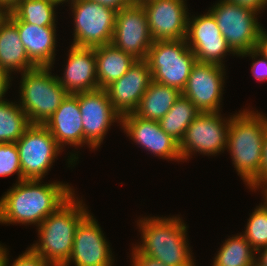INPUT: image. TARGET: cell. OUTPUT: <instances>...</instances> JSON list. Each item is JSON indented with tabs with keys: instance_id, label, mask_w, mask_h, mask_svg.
I'll return each mask as SVG.
<instances>
[{
	"instance_id": "obj_10",
	"label": "cell",
	"mask_w": 267,
	"mask_h": 266,
	"mask_svg": "<svg viewBox=\"0 0 267 266\" xmlns=\"http://www.w3.org/2000/svg\"><path fill=\"white\" fill-rule=\"evenodd\" d=\"M22 180L43 179L62 148L44 125H31L16 142Z\"/></svg>"
},
{
	"instance_id": "obj_13",
	"label": "cell",
	"mask_w": 267,
	"mask_h": 266,
	"mask_svg": "<svg viewBox=\"0 0 267 266\" xmlns=\"http://www.w3.org/2000/svg\"><path fill=\"white\" fill-rule=\"evenodd\" d=\"M185 39L198 62L224 66L223 59L228 53L236 55L228 46L215 17L209 10L204 14L188 17Z\"/></svg>"
},
{
	"instance_id": "obj_22",
	"label": "cell",
	"mask_w": 267,
	"mask_h": 266,
	"mask_svg": "<svg viewBox=\"0 0 267 266\" xmlns=\"http://www.w3.org/2000/svg\"><path fill=\"white\" fill-rule=\"evenodd\" d=\"M34 68L36 66L27 56L17 27L5 16L0 21V69L12 75V72L23 74Z\"/></svg>"
},
{
	"instance_id": "obj_38",
	"label": "cell",
	"mask_w": 267,
	"mask_h": 266,
	"mask_svg": "<svg viewBox=\"0 0 267 266\" xmlns=\"http://www.w3.org/2000/svg\"><path fill=\"white\" fill-rule=\"evenodd\" d=\"M261 26L256 49L267 57V32Z\"/></svg>"
},
{
	"instance_id": "obj_12",
	"label": "cell",
	"mask_w": 267,
	"mask_h": 266,
	"mask_svg": "<svg viewBox=\"0 0 267 266\" xmlns=\"http://www.w3.org/2000/svg\"><path fill=\"white\" fill-rule=\"evenodd\" d=\"M82 115L84 145L93 151L100 147L112 123H121V115L114 109L105 89L78 93Z\"/></svg>"
},
{
	"instance_id": "obj_19",
	"label": "cell",
	"mask_w": 267,
	"mask_h": 266,
	"mask_svg": "<svg viewBox=\"0 0 267 266\" xmlns=\"http://www.w3.org/2000/svg\"><path fill=\"white\" fill-rule=\"evenodd\" d=\"M62 77H56L68 94L99 89L94 48L71 45Z\"/></svg>"
},
{
	"instance_id": "obj_20",
	"label": "cell",
	"mask_w": 267,
	"mask_h": 266,
	"mask_svg": "<svg viewBox=\"0 0 267 266\" xmlns=\"http://www.w3.org/2000/svg\"><path fill=\"white\" fill-rule=\"evenodd\" d=\"M44 126L62 149L66 145L73 146L75 149L79 146L83 147L84 130L78 93L68 94Z\"/></svg>"
},
{
	"instance_id": "obj_9",
	"label": "cell",
	"mask_w": 267,
	"mask_h": 266,
	"mask_svg": "<svg viewBox=\"0 0 267 266\" xmlns=\"http://www.w3.org/2000/svg\"><path fill=\"white\" fill-rule=\"evenodd\" d=\"M232 116L223 118L221 112H201L188 126L179 143L182 162L197 152L207 156L223 153Z\"/></svg>"
},
{
	"instance_id": "obj_29",
	"label": "cell",
	"mask_w": 267,
	"mask_h": 266,
	"mask_svg": "<svg viewBox=\"0 0 267 266\" xmlns=\"http://www.w3.org/2000/svg\"><path fill=\"white\" fill-rule=\"evenodd\" d=\"M242 235L257 252L267 247V202L256 206L250 215Z\"/></svg>"
},
{
	"instance_id": "obj_5",
	"label": "cell",
	"mask_w": 267,
	"mask_h": 266,
	"mask_svg": "<svg viewBox=\"0 0 267 266\" xmlns=\"http://www.w3.org/2000/svg\"><path fill=\"white\" fill-rule=\"evenodd\" d=\"M51 69L36 67L21 74L18 104L31 125H45L68 95Z\"/></svg>"
},
{
	"instance_id": "obj_33",
	"label": "cell",
	"mask_w": 267,
	"mask_h": 266,
	"mask_svg": "<svg viewBox=\"0 0 267 266\" xmlns=\"http://www.w3.org/2000/svg\"><path fill=\"white\" fill-rule=\"evenodd\" d=\"M131 256V266H166L157 259L147 255L139 254L133 247Z\"/></svg>"
},
{
	"instance_id": "obj_11",
	"label": "cell",
	"mask_w": 267,
	"mask_h": 266,
	"mask_svg": "<svg viewBox=\"0 0 267 266\" xmlns=\"http://www.w3.org/2000/svg\"><path fill=\"white\" fill-rule=\"evenodd\" d=\"M143 6L133 2L116 12L111 44L137 60H145L153 43Z\"/></svg>"
},
{
	"instance_id": "obj_8",
	"label": "cell",
	"mask_w": 267,
	"mask_h": 266,
	"mask_svg": "<svg viewBox=\"0 0 267 266\" xmlns=\"http://www.w3.org/2000/svg\"><path fill=\"white\" fill-rule=\"evenodd\" d=\"M209 11L236 56L256 48L261 29L257 12L227 0H219Z\"/></svg>"
},
{
	"instance_id": "obj_43",
	"label": "cell",
	"mask_w": 267,
	"mask_h": 266,
	"mask_svg": "<svg viewBox=\"0 0 267 266\" xmlns=\"http://www.w3.org/2000/svg\"><path fill=\"white\" fill-rule=\"evenodd\" d=\"M6 11L0 6V21L5 17Z\"/></svg>"
},
{
	"instance_id": "obj_21",
	"label": "cell",
	"mask_w": 267,
	"mask_h": 266,
	"mask_svg": "<svg viewBox=\"0 0 267 266\" xmlns=\"http://www.w3.org/2000/svg\"><path fill=\"white\" fill-rule=\"evenodd\" d=\"M18 29L27 56L36 67H54L57 44L56 26H37L11 21Z\"/></svg>"
},
{
	"instance_id": "obj_39",
	"label": "cell",
	"mask_w": 267,
	"mask_h": 266,
	"mask_svg": "<svg viewBox=\"0 0 267 266\" xmlns=\"http://www.w3.org/2000/svg\"><path fill=\"white\" fill-rule=\"evenodd\" d=\"M256 254L259 255L258 257H256V264L258 266H267V247L258 250Z\"/></svg>"
},
{
	"instance_id": "obj_31",
	"label": "cell",
	"mask_w": 267,
	"mask_h": 266,
	"mask_svg": "<svg viewBox=\"0 0 267 266\" xmlns=\"http://www.w3.org/2000/svg\"><path fill=\"white\" fill-rule=\"evenodd\" d=\"M27 249L24 253L19 255L17 259L14 260L12 265L11 264L9 265V259H8L9 253L7 252L3 266H54L50 262L44 260L31 247Z\"/></svg>"
},
{
	"instance_id": "obj_42",
	"label": "cell",
	"mask_w": 267,
	"mask_h": 266,
	"mask_svg": "<svg viewBox=\"0 0 267 266\" xmlns=\"http://www.w3.org/2000/svg\"><path fill=\"white\" fill-rule=\"evenodd\" d=\"M260 189H262L261 191L263 193V198L267 202V186H264V187H262Z\"/></svg>"
},
{
	"instance_id": "obj_1",
	"label": "cell",
	"mask_w": 267,
	"mask_h": 266,
	"mask_svg": "<svg viewBox=\"0 0 267 266\" xmlns=\"http://www.w3.org/2000/svg\"><path fill=\"white\" fill-rule=\"evenodd\" d=\"M41 183L22 180L8 189L0 198V223L38 226L75 193L68 183Z\"/></svg>"
},
{
	"instance_id": "obj_34",
	"label": "cell",
	"mask_w": 267,
	"mask_h": 266,
	"mask_svg": "<svg viewBox=\"0 0 267 266\" xmlns=\"http://www.w3.org/2000/svg\"><path fill=\"white\" fill-rule=\"evenodd\" d=\"M241 7L251 9L260 14V11L267 8V0H227Z\"/></svg>"
},
{
	"instance_id": "obj_32",
	"label": "cell",
	"mask_w": 267,
	"mask_h": 266,
	"mask_svg": "<svg viewBox=\"0 0 267 266\" xmlns=\"http://www.w3.org/2000/svg\"><path fill=\"white\" fill-rule=\"evenodd\" d=\"M250 56L254 61L251 65L252 76L255 77L257 81L267 80V57L259 52L256 48L244 52L239 55V57ZM259 57V58H258ZM258 58V59H257Z\"/></svg>"
},
{
	"instance_id": "obj_30",
	"label": "cell",
	"mask_w": 267,
	"mask_h": 266,
	"mask_svg": "<svg viewBox=\"0 0 267 266\" xmlns=\"http://www.w3.org/2000/svg\"><path fill=\"white\" fill-rule=\"evenodd\" d=\"M17 173V181H22L20 157L16 143H0V176L6 177Z\"/></svg>"
},
{
	"instance_id": "obj_26",
	"label": "cell",
	"mask_w": 267,
	"mask_h": 266,
	"mask_svg": "<svg viewBox=\"0 0 267 266\" xmlns=\"http://www.w3.org/2000/svg\"><path fill=\"white\" fill-rule=\"evenodd\" d=\"M200 113V110L181 94L172 108L158 122L166 134L172 136L180 143L186 129Z\"/></svg>"
},
{
	"instance_id": "obj_3",
	"label": "cell",
	"mask_w": 267,
	"mask_h": 266,
	"mask_svg": "<svg viewBox=\"0 0 267 266\" xmlns=\"http://www.w3.org/2000/svg\"><path fill=\"white\" fill-rule=\"evenodd\" d=\"M178 216L142 217L137 220L141 243L133 248L166 266H196L187 239V225Z\"/></svg>"
},
{
	"instance_id": "obj_23",
	"label": "cell",
	"mask_w": 267,
	"mask_h": 266,
	"mask_svg": "<svg viewBox=\"0 0 267 266\" xmlns=\"http://www.w3.org/2000/svg\"><path fill=\"white\" fill-rule=\"evenodd\" d=\"M99 89H105L120 79L137 59L112 44L94 48Z\"/></svg>"
},
{
	"instance_id": "obj_45",
	"label": "cell",
	"mask_w": 267,
	"mask_h": 266,
	"mask_svg": "<svg viewBox=\"0 0 267 266\" xmlns=\"http://www.w3.org/2000/svg\"><path fill=\"white\" fill-rule=\"evenodd\" d=\"M57 1H59V2L62 3V4H64L65 2H68V1H70V0H57Z\"/></svg>"
},
{
	"instance_id": "obj_4",
	"label": "cell",
	"mask_w": 267,
	"mask_h": 266,
	"mask_svg": "<svg viewBox=\"0 0 267 266\" xmlns=\"http://www.w3.org/2000/svg\"><path fill=\"white\" fill-rule=\"evenodd\" d=\"M74 193L38 226V237L31 248L54 266H64L72 253L77 226L89 210ZM86 207V208H85Z\"/></svg>"
},
{
	"instance_id": "obj_2",
	"label": "cell",
	"mask_w": 267,
	"mask_h": 266,
	"mask_svg": "<svg viewBox=\"0 0 267 266\" xmlns=\"http://www.w3.org/2000/svg\"><path fill=\"white\" fill-rule=\"evenodd\" d=\"M267 132V116L243 109L233 114L228 128L227 147L235 170L251 191L261 188L263 144Z\"/></svg>"
},
{
	"instance_id": "obj_44",
	"label": "cell",
	"mask_w": 267,
	"mask_h": 266,
	"mask_svg": "<svg viewBox=\"0 0 267 266\" xmlns=\"http://www.w3.org/2000/svg\"><path fill=\"white\" fill-rule=\"evenodd\" d=\"M135 3H144V2H149L151 0H133Z\"/></svg>"
},
{
	"instance_id": "obj_28",
	"label": "cell",
	"mask_w": 267,
	"mask_h": 266,
	"mask_svg": "<svg viewBox=\"0 0 267 266\" xmlns=\"http://www.w3.org/2000/svg\"><path fill=\"white\" fill-rule=\"evenodd\" d=\"M31 126L28 116L15 102H0V143H16Z\"/></svg>"
},
{
	"instance_id": "obj_17",
	"label": "cell",
	"mask_w": 267,
	"mask_h": 266,
	"mask_svg": "<svg viewBox=\"0 0 267 266\" xmlns=\"http://www.w3.org/2000/svg\"><path fill=\"white\" fill-rule=\"evenodd\" d=\"M124 133L143 150L149 151L159 158L182 162L179 142L166 134L156 120L139 118L134 113L121 116L119 124Z\"/></svg>"
},
{
	"instance_id": "obj_36",
	"label": "cell",
	"mask_w": 267,
	"mask_h": 266,
	"mask_svg": "<svg viewBox=\"0 0 267 266\" xmlns=\"http://www.w3.org/2000/svg\"><path fill=\"white\" fill-rule=\"evenodd\" d=\"M90 1L110 7L115 11H119L120 9H123L134 2L133 0H90Z\"/></svg>"
},
{
	"instance_id": "obj_16",
	"label": "cell",
	"mask_w": 267,
	"mask_h": 266,
	"mask_svg": "<svg viewBox=\"0 0 267 266\" xmlns=\"http://www.w3.org/2000/svg\"><path fill=\"white\" fill-rule=\"evenodd\" d=\"M186 0H151L140 3L145 10L153 41L185 39L189 10Z\"/></svg>"
},
{
	"instance_id": "obj_40",
	"label": "cell",
	"mask_w": 267,
	"mask_h": 266,
	"mask_svg": "<svg viewBox=\"0 0 267 266\" xmlns=\"http://www.w3.org/2000/svg\"><path fill=\"white\" fill-rule=\"evenodd\" d=\"M20 0H0V6L7 12Z\"/></svg>"
},
{
	"instance_id": "obj_37",
	"label": "cell",
	"mask_w": 267,
	"mask_h": 266,
	"mask_svg": "<svg viewBox=\"0 0 267 266\" xmlns=\"http://www.w3.org/2000/svg\"><path fill=\"white\" fill-rule=\"evenodd\" d=\"M267 186V132L263 144L262 164H261V188Z\"/></svg>"
},
{
	"instance_id": "obj_7",
	"label": "cell",
	"mask_w": 267,
	"mask_h": 266,
	"mask_svg": "<svg viewBox=\"0 0 267 266\" xmlns=\"http://www.w3.org/2000/svg\"><path fill=\"white\" fill-rule=\"evenodd\" d=\"M67 4L74 16L71 45L95 48L111 44L117 11L90 0H70Z\"/></svg>"
},
{
	"instance_id": "obj_15",
	"label": "cell",
	"mask_w": 267,
	"mask_h": 266,
	"mask_svg": "<svg viewBox=\"0 0 267 266\" xmlns=\"http://www.w3.org/2000/svg\"><path fill=\"white\" fill-rule=\"evenodd\" d=\"M105 238L98 221L89 213L77 226L72 253L64 266H113L115 258Z\"/></svg>"
},
{
	"instance_id": "obj_25",
	"label": "cell",
	"mask_w": 267,
	"mask_h": 266,
	"mask_svg": "<svg viewBox=\"0 0 267 266\" xmlns=\"http://www.w3.org/2000/svg\"><path fill=\"white\" fill-rule=\"evenodd\" d=\"M61 3L57 0H20L6 17L10 21H24L37 26H56V8Z\"/></svg>"
},
{
	"instance_id": "obj_24",
	"label": "cell",
	"mask_w": 267,
	"mask_h": 266,
	"mask_svg": "<svg viewBox=\"0 0 267 266\" xmlns=\"http://www.w3.org/2000/svg\"><path fill=\"white\" fill-rule=\"evenodd\" d=\"M181 94L176 88L152 81L133 113L142 119L159 121Z\"/></svg>"
},
{
	"instance_id": "obj_35",
	"label": "cell",
	"mask_w": 267,
	"mask_h": 266,
	"mask_svg": "<svg viewBox=\"0 0 267 266\" xmlns=\"http://www.w3.org/2000/svg\"><path fill=\"white\" fill-rule=\"evenodd\" d=\"M12 78L11 75L0 69V102H3L7 99L4 98L5 94L7 93L8 89L11 88V83L12 82Z\"/></svg>"
},
{
	"instance_id": "obj_27",
	"label": "cell",
	"mask_w": 267,
	"mask_h": 266,
	"mask_svg": "<svg viewBox=\"0 0 267 266\" xmlns=\"http://www.w3.org/2000/svg\"><path fill=\"white\" fill-rule=\"evenodd\" d=\"M256 251L240 233L228 237L214 257L213 266H254Z\"/></svg>"
},
{
	"instance_id": "obj_41",
	"label": "cell",
	"mask_w": 267,
	"mask_h": 266,
	"mask_svg": "<svg viewBox=\"0 0 267 266\" xmlns=\"http://www.w3.org/2000/svg\"><path fill=\"white\" fill-rule=\"evenodd\" d=\"M7 251L9 250H7V248L0 244V266H3Z\"/></svg>"
},
{
	"instance_id": "obj_6",
	"label": "cell",
	"mask_w": 267,
	"mask_h": 266,
	"mask_svg": "<svg viewBox=\"0 0 267 266\" xmlns=\"http://www.w3.org/2000/svg\"><path fill=\"white\" fill-rule=\"evenodd\" d=\"M153 81L182 92L187 84L196 57L186 39L154 41L145 59Z\"/></svg>"
},
{
	"instance_id": "obj_14",
	"label": "cell",
	"mask_w": 267,
	"mask_h": 266,
	"mask_svg": "<svg viewBox=\"0 0 267 266\" xmlns=\"http://www.w3.org/2000/svg\"><path fill=\"white\" fill-rule=\"evenodd\" d=\"M225 70V66L196 61L182 95L200 112H220L226 79Z\"/></svg>"
},
{
	"instance_id": "obj_18",
	"label": "cell",
	"mask_w": 267,
	"mask_h": 266,
	"mask_svg": "<svg viewBox=\"0 0 267 266\" xmlns=\"http://www.w3.org/2000/svg\"><path fill=\"white\" fill-rule=\"evenodd\" d=\"M153 81L146 60H136L118 80L105 88L114 109L121 115L133 113Z\"/></svg>"
}]
</instances>
